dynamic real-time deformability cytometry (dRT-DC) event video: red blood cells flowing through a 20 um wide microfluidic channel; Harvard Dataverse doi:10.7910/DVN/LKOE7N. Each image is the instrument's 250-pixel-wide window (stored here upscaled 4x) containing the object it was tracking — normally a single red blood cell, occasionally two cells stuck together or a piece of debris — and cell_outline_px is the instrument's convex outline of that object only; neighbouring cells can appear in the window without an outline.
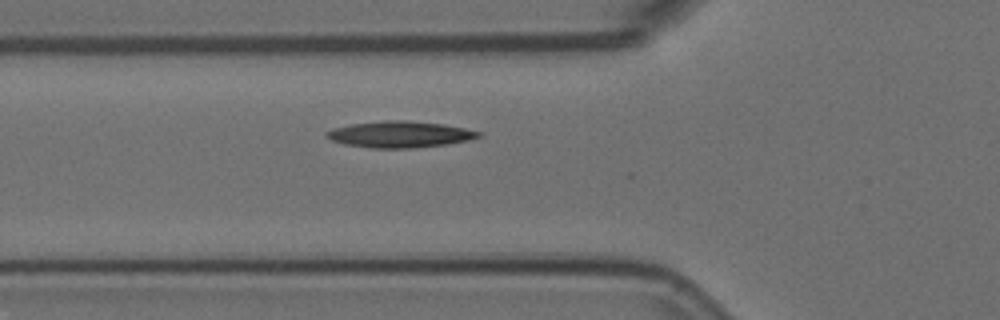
{"species": "Egyptian fruit bat (a non-hibernating species)", "species_latin": "Rousettus aegyptiacus", "temperature_condition": "room temperature", "stored_images_in_passage": 39, "camera_frame_rate_fps": 3000, "um_per_image_px": 0.085, "animal": {"sex": "female"}, "frame": {"image": 1, "passage_image": 3, "time_ms": 0.667, "image_size_px": [1000, 320], "cell_outline_px": [[480, 136], [468, 140], [444, 144], [412, 148], [372, 148], [344, 144], [332, 140], [324, 136], [324, 132], [332, 128], [352, 124], [384, 120], [404, 120], [444, 124], [464, 128], [480, 132]], "centroid_in_image_um": [33.92, 11.41], "position_along_channel_um": 91.9, "area_um2": 23.18}}
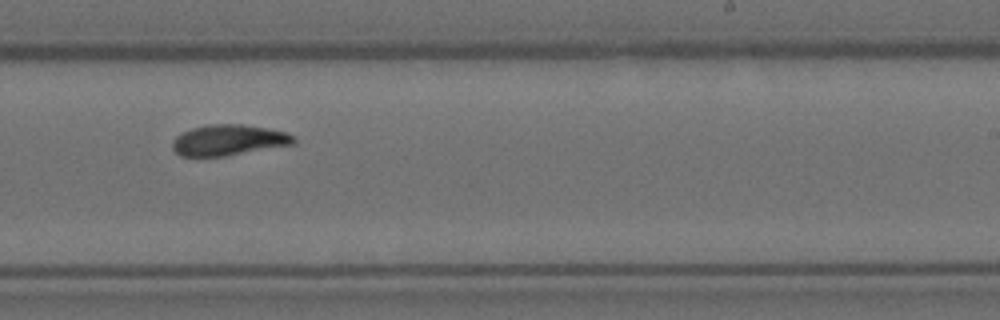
{"frame": {"image": 2, "passage_image": 18, "time_ms": 5.667, "image_size_px": [1000, 320], "cell_outline_px": [[296, 140], [292, 144], [224, 156], [180, 156], [172, 148], [172, 140], [180, 132], [192, 128], [208, 124], [244, 124], [268, 128], [284, 132], [296, 136]], "centroid_in_image_um": [19.39, 11.89], "position_along_channel_um": 269.6, "area_um2": 21.73}}
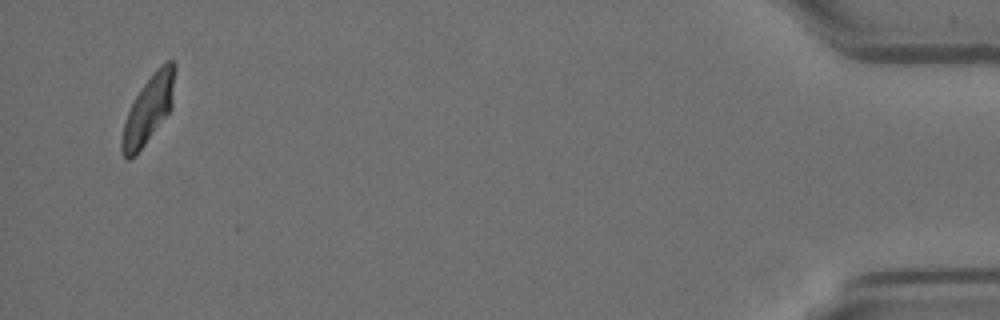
{"frame": {"image": 3, "passage_image": 38, "time_ms": 12.333, "image_size_px": [1000, 320], "cell_outline_px": [[176, 68], [172, 108], [144, 144], [128, 160], [124, 160], [120, 152], [120, 140], [124, 124], [128, 112], [136, 96], [152, 72], [160, 64], [168, 60], [172, 60], [176, 64]], "centroid_in_image_um": [12.63, 9.25], "position_along_channel_um": 422.6, "area_um2": 20.75}}